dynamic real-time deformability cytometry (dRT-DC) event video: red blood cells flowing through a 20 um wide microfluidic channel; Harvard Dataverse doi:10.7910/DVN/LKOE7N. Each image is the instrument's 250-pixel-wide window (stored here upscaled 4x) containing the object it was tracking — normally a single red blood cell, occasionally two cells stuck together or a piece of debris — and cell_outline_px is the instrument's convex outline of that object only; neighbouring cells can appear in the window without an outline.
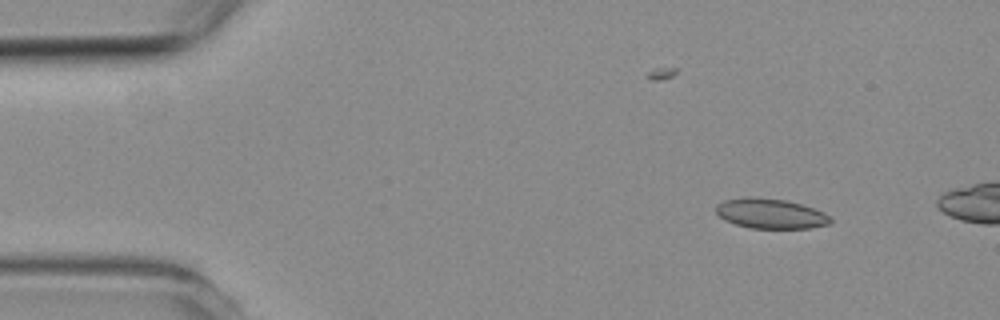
{"species": "common noctule bat (a hibernating species)", "species_latin": "Nyctalus noctula", "temperature_condition": "room temperature", "stored_images_in_passage": 3, "camera_frame_rate_fps": 3000, "um_per_image_px": 0.085, "animal": {"sex": "female", "body_mass_g": 19.3, "forearm_length_mm": 54.1}, "frame": {"image": 1, "passage_image": 1, "time_ms": 0.0, "image_size_px": [1000, 320], "cell_outline_px": [[832, 224], [808, 228], [748, 228], [724, 220], [716, 212], [716, 204], [724, 200], [748, 196], [784, 200], [800, 204], [824, 212], [832, 220]], "centroid_in_image_um": [65.48, 18.16], "position_along_channel_um": 19.5, "area_um2": 19.94}}